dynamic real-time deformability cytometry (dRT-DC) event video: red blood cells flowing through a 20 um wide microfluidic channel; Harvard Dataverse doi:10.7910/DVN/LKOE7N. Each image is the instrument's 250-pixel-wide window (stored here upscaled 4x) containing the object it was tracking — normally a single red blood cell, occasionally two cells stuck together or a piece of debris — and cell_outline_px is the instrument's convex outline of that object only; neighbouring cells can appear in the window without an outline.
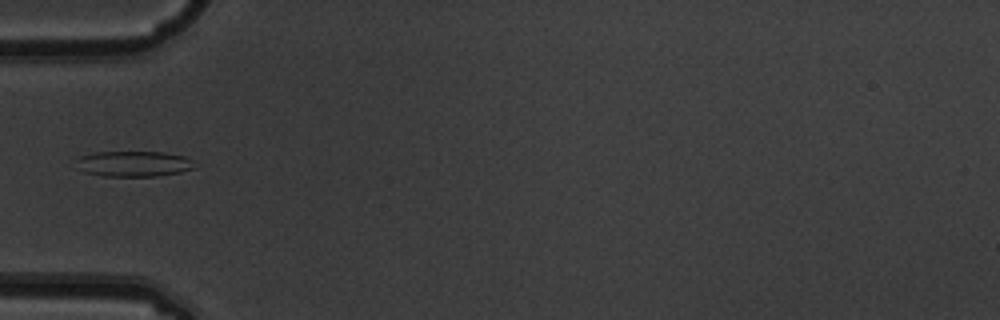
{"species": "common noctule bat (a hibernating species)", "species_latin": "Nyctalus noctula", "temperature_condition": "warm", "stored_images_in_passage": 5, "camera_frame_rate_fps": 3000, "um_per_image_px": 0.085, "animal": {"sex": "male", "body_mass_g": 19.5, "forearm_length_mm": 54.6}, "frame": {"image": 1, "passage_image": 5, "time_ms": 1.333, "image_size_px": [1000, 320], "cell_outline_px": [[196, 168], [180, 172], [156, 176], [104, 176], [84, 172], [76, 168], [76, 160], [80, 156], [96, 152], [164, 152], [184, 156], [192, 160]], "centroid_in_image_um": [11.34, 13.92], "position_along_channel_um": 73.7, "area_um2": 17.74}}